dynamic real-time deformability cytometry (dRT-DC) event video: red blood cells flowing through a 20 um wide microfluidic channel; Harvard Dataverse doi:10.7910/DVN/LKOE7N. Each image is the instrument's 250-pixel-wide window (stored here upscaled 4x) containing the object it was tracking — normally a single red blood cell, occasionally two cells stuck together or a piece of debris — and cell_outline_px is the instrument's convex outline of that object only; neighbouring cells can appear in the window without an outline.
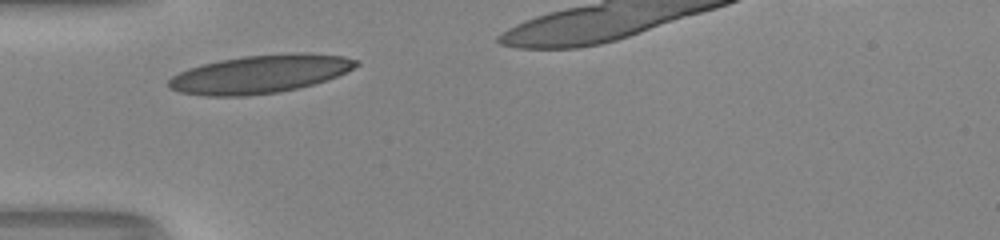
{"species": "human", "species_latin": "Homo sapiens", "temperature_condition": "room temperature", "stored_images_in_passage": 25, "camera_frame_rate_fps": 3000, "um_per_image_px": 0.085, "donor": {"sex": "male"}, "frame": {"image": 1, "passage_image": 1, "time_ms": 0.0, "image_size_px": [1000, 240], "cell_outline_px": [[360, 64], [328, 80], [300, 88], [280, 92], [244, 96], [204, 96], [180, 92], [168, 88], [168, 80], [172, 76], [188, 68], [220, 60], [244, 56], [296, 52], [304, 52], [344, 56], [360, 60]], "centroid_in_image_um": [22.12, 6.3], "position_along_channel_um": 62.9, "area_um2": 41.91}}
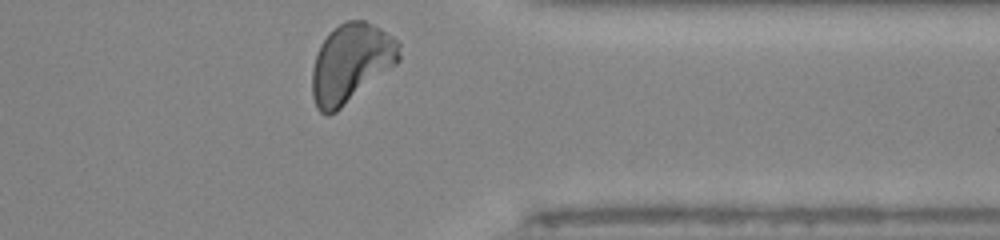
{"frame": {"image": 2, "passage_image": 25, "time_ms": 8.0, "image_size_px": [1000, 240], "cell_outline_px": [[400, 60], [396, 64], [336, 112], [328, 116], [320, 112], [316, 108], [312, 96], [312, 68], [316, 52], [320, 44], [328, 32], [340, 24], [348, 20], [364, 20], [380, 28], [392, 36], [400, 44]], "centroid_in_image_um": [29.8, 5.37], "position_along_channel_um": 381.6, "area_um2": 40.06}, "authors_computed_cell_mechanics": {"area_um2": 38.148, "velocity_mm_per_s": 4.1146, "shape_relaxation_time_tau1_ms": 4.4979, "shape_relaxation_time_tau2_ms": 0.9994, "deformation_change_tau1": 0.1732, "deformation_change_tau2": 0.0562}}